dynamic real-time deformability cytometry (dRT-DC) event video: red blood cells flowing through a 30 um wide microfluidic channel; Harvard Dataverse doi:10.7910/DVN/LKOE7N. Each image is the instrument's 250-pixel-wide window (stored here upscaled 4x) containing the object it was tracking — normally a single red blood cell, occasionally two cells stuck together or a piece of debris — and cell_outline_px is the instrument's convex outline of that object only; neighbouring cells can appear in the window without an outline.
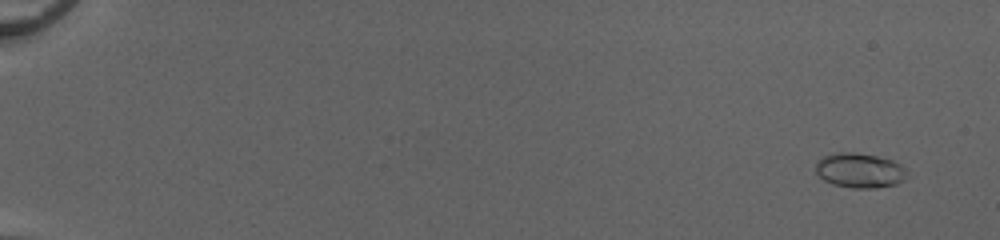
{"species": "common noctule bat (a hibernating species)", "species_latin": "Nyctalus noctula", "temperature_condition": "cold", "stored_images_in_passage": 54, "camera_frame_rate_fps": 3000, "um_per_image_px": 0.085, "animal": {"sex": "female", "body_mass_g": 20.0, "forearm_length_mm": 54.0}, "frame": {"image": 1, "passage_image": 4, "time_ms": 1.0, "image_size_px": [1000, 240], "cell_outline_px": [[908, 176], [904, 180], [896, 184], [876, 188], [852, 188], [832, 184], [824, 180], [816, 172], [816, 164], [824, 156], [836, 152], [852, 152], [876, 156], [892, 160], [900, 164], [904, 168]], "centroid_in_image_um": [73.09, 14.5], "position_along_channel_um": 11.9, "area_um2": 18.44}}
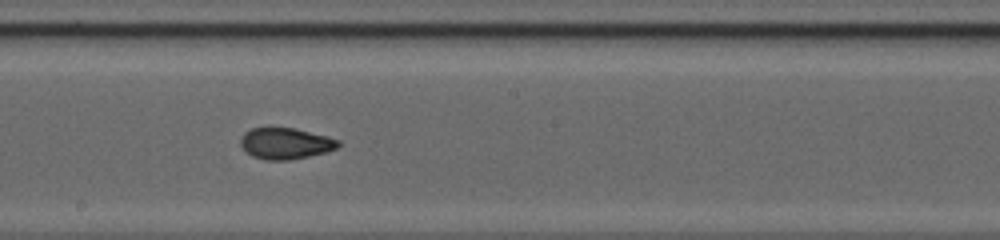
{"frame": {"image": 2, "passage_image": 33, "time_ms": 10.667, "image_size_px": [1000, 240], "cell_outline_px": [[340, 144], [336, 148], [328, 152], [288, 160], [264, 160], [252, 156], [240, 144], [240, 136], [244, 132], [252, 128], [296, 128], [328, 136], [340, 140]], "centroid_in_image_um": [24.28, 12.19], "position_along_channel_um": 223.9, "area_um2": 17.86}}
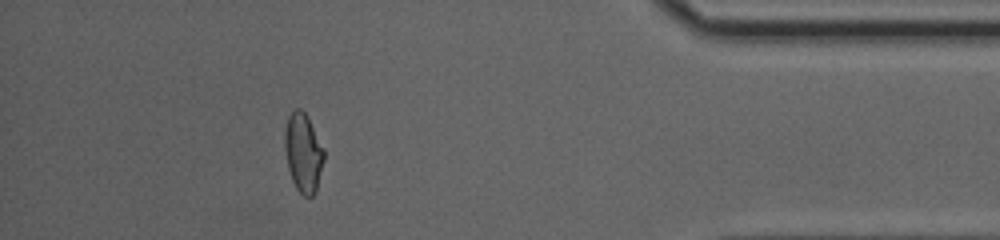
{"frame": {"image": 3, "passage_image": 49, "time_ms": 16.0, "image_size_px": [1000, 240], "cell_outline_px": [[324, 160], [316, 192], [312, 196], [304, 196], [296, 188], [292, 180], [288, 168], [284, 148], [284, 132], [288, 116], [296, 108], [300, 108], [304, 112], [324, 148]], "centroid_in_image_um": [25.77, 12.99], "position_along_channel_um": 409.4, "area_um2": 17.98}, "authors_computed_cell_mechanics": {"area_um2": 17.8602, "velocity_mm_per_s": 4.1436, "shape_relaxation_time_tau1_ms": 4.4694, "shape_relaxation_time_tau2_ms": 1.1052, "deformation_change_tau1": 0.1858, "deformation_change_tau2": 0.065}}